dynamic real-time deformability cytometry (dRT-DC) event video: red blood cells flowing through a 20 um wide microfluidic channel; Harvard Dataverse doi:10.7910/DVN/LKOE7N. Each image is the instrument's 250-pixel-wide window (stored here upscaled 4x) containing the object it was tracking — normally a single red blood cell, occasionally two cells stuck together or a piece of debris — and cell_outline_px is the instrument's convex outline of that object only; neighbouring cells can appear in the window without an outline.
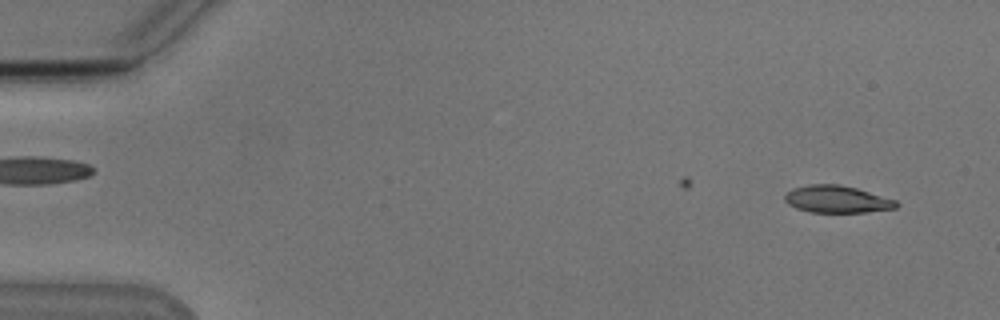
{"species": "Egyptian fruit bat (a non-hibernating species)", "species_latin": "Rousettus aegyptiacus", "temperature_condition": "cold", "stored_images_in_passage": 15, "camera_frame_rate_fps": 3000, "um_per_image_px": 0.085, "animal": {"sex": "male"}, "frame": {"image": 1, "passage_image": 3, "time_ms": 0.667, "image_size_px": [1000, 320], "cell_outline_px": [[900, 204], [896, 208], [864, 212], [808, 212], [796, 208], [788, 204], [784, 200], [784, 196], [792, 188], [808, 184], [840, 184], [856, 188], [896, 200]], "centroid_in_image_um": [71.12, 16.93], "position_along_channel_um": 13.9, "area_um2": 17.69}}